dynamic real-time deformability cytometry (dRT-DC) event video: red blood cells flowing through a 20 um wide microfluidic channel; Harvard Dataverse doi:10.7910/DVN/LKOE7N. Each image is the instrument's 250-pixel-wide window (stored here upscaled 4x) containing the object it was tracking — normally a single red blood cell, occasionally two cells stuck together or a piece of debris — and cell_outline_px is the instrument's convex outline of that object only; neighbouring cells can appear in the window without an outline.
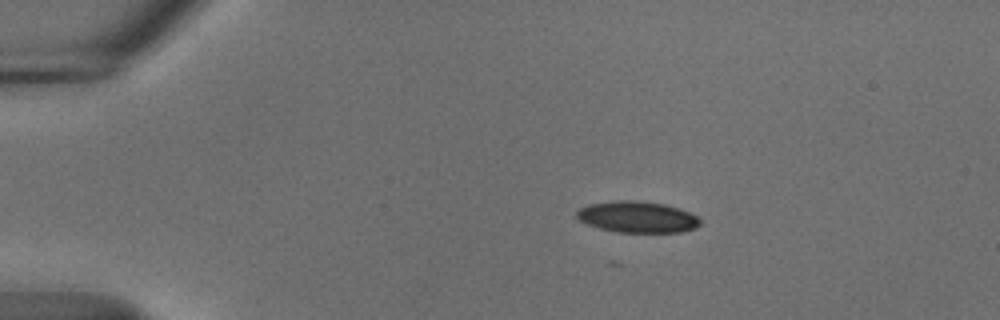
{"species": "common noctule bat (a hibernating species)", "species_latin": "Nyctalus noctula", "temperature_condition": "cold", "stored_images_in_passage": 54, "camera_frame_rate_fps": 3000, "um_per_image_px": 0.085, "animal": {"sex": "male", "body_mass_g": 18.8}, "frame": {"image": 1, "passage_image": 10, "time_ms": 3.0, "image_size_px": [1000, 320], "cell_outline_px": [[700, 224], [696, 228], [680, 232], [616, 232], [600, 228], [588, 224], [580, 220], [576, 216], [576, 212], [580, 208], [588, 204], [616, 200], [636, 200], [664, 204], [680, 208], [696, 216], [700, 220]], "centroid_in_image_um": [54.17, 18.44], "position_along_channel_um": 30.8, "area_um2": 22.48}}
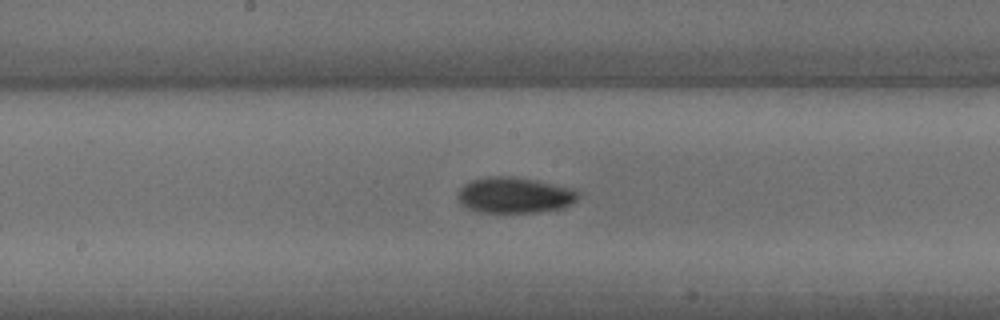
{"frame": {"image": 2, "passage_image": 29, "time_ms": 9.333, "image_size_px": [1000, 320], "cell_outline_px": [[580, 196], [572, 204], [564, 208], [536, 212], [480, 212], [468, 208], [460, 204], [456, 196], [460, 188], [464, 184], [472, 180], [488, 176], [516, 176], [576, 188], [580, 192]], "centroid_in_image_um": [43.77, 16.58], "position_along_channel_um": 204.4, "area_um2": 25.61}}
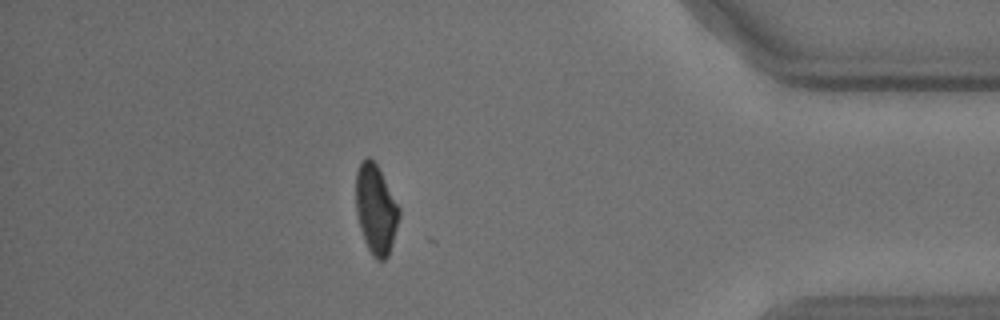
{"frame": {"image": 3, "passage_image": 48, "time_ms": 15.667, "image_size_px": [1000, 320], "cell_outline_px": [[400, 216], [392, 244], [388, 256], [384, 260], [376, 260], [372, 256], [364, 240], [360, 228], [356, 212], [356, 172], [364, 156], [368, 156], [376, 164], [400, 208]], "centroid_in_image_um": [31.94, 17.8], "position_along_channel_um": 403.3, "area_um2": 22.43}, "authors_computed_cell_mechanics": {"area_um2": 23.5824, "velocity_mm_per_s": 3.7, "shape_relaxation_time_tau1_ms": 6.8071, "shape_relaxation_time_tau2_ms": 6.6307, "deformation_change_tau1": 0.1469, "deformation_change_tau2": 0.1185}}